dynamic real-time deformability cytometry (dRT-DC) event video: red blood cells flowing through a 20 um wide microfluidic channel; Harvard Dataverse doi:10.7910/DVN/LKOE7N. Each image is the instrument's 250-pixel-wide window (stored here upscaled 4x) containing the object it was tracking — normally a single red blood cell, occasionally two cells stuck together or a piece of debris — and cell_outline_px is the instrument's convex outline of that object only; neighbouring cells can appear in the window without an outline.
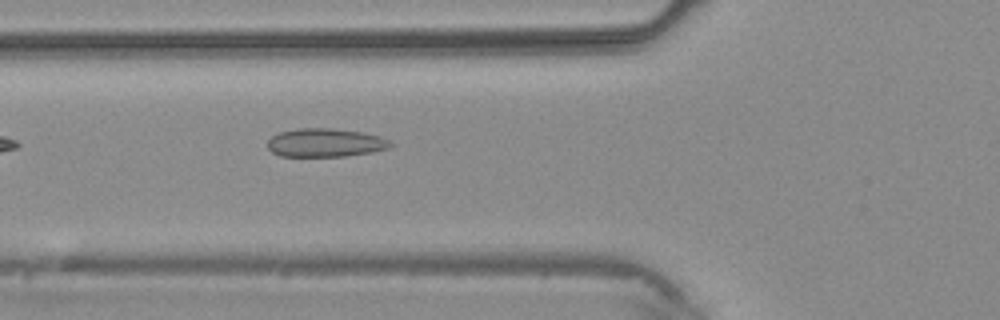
{"species": "common noctule bat (a hibernating species)", "species_latin": "Nyctalus noctula", "temperature_condition": "warm", "stored_images_in_passage": 5, "camera_frame_rate_fps": 3000, "um_per_image_px": 0.085, "animal": {"sex": "male", "body_mass_g": 20.4}, "frame": {"image": 1, "passage_image": 5, "time_ms": 4.667, "image_size_px": [1000, 320], "cell_outline_px": [[392, 144], [388, 148], [372, 152], [344, 156], [280, 156], [272, 152], [268, 148], [268, 140], [272, 136], [280, 132], [300, 128], [332, 128], [364, 132], [380, 136], [388, 140]], "centroid_in_image_um": [27.65, 12.12], "position_along_channel_um": 98.2, "area_um2": 20.35}}